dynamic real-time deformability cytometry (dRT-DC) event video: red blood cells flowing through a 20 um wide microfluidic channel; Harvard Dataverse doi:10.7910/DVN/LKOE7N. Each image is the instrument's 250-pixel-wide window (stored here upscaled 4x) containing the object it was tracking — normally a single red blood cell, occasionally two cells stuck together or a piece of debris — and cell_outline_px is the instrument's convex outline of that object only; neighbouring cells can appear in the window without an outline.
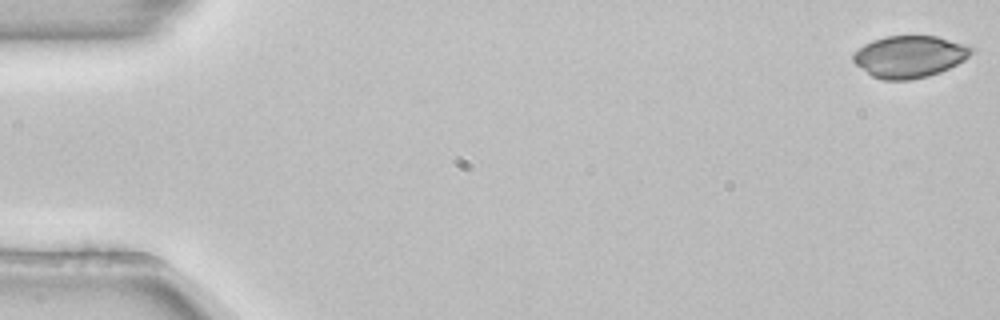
{"species": "common noctule bat (a hibernating species)", "species_latin": "Nyctalus noctula", "temperature_condition": "room temperature", "stored_images_in_passage": 54, "camera_frame_rate_fps": 3000, "um_per_image_px": 0.085, "animal": {"sex": "female", "body_mass_g": 22.7, "forearm_length_mm": 54.2}, "frame": {"image": 1, "passage_image": 1, "time_ms": 0.0, "image_size_px": [1000, 320], "cell_outline_px": [[972, 52], [964, 60], [940, 72], [928, 76], [908, 80], [880, 80], [872, 76], [856, 64], [852, 60], [852, 52], [864, 44], [872, 40], [884, 36], [936, 36], [964, 44], [972, 48]], "centroid_in_image_um": [77.25, 4.81], "position_along_channel_um": 7.7, "area_um2": 28.78}}
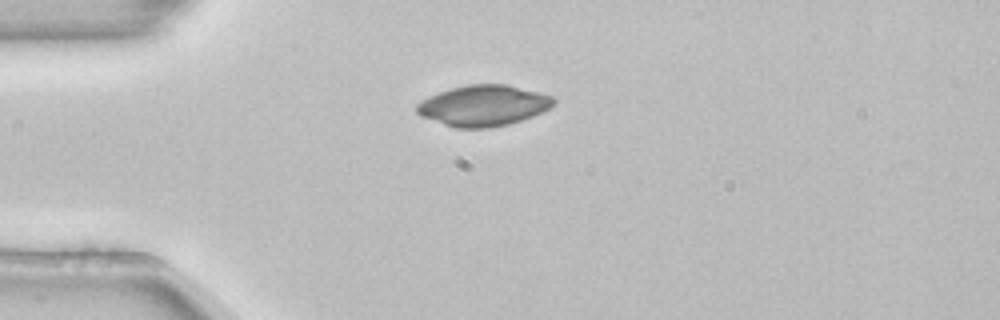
{"frame": {"image": 2, "passage_image": 14, "time_ms": 4.333, "image_size_px": [1000, 320], "cell_outline_px": [[556, 104], [552, 108], [532, 116], [508, 124], [488, 128], [456, 128], [420, 116], [416, 112], [416, 104], [440, 92], [452, 88], [468, 84], [508, 84], [552, 96], [556, 100]], "centroid_in_image_um": [41.13, 8.98], "position_along_channel_um": 43.9, "area_um2": 32.43}}
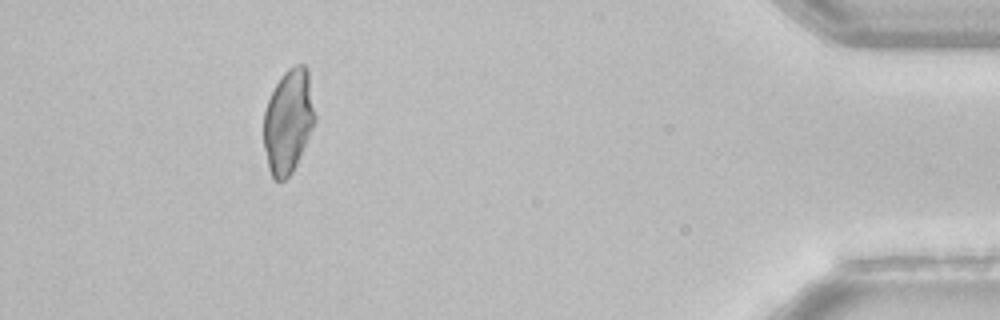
{"frame": {"image": 3, "passage_image": 49, "time_ms": 16.0, "image_size_px": [1000, 320], "cell_outline_px": [[316, 120], [296, 164], [292, 172], [284, 180], [276, 180], [272, 176], [268, 168], [264, 148], [264, 112], [268, 100], [280, 76], [288, 68], [296, 64], [304, 64], [308, 68], [316, 116]], "centroid_in_image_um": [24.51, 10.26], "position_along_channel_um": 410.7, "area_um2": 31.04}}